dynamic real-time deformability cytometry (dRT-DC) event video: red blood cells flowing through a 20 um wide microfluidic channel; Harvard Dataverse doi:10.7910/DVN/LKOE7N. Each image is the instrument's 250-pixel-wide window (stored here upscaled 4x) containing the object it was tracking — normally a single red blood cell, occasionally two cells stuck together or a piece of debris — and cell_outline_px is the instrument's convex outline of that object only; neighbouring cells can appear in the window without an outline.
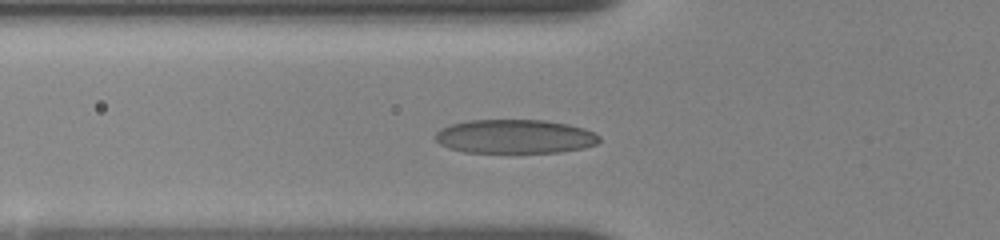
{"species": "human", "species_latin": "Homo sapiens", "temperature_condition": "room temperature", "stored_images_in_passage": 7, "camera_frame_rate_fps": 3000, "um_per_image_px": 0.085, "donor": {"sex": "female"}, "frame": {"image": 1, "passage_image": 7, "time_ms": 4.667, "image_size_px": [1000, 240], "cell_outline_px": [[600, 140], [596, 144], [584, 148], [560, 152], [464, 152], [448, 148], [440, 144], [436, 140], [436, 132], [440, 128], [452, 124], [468, 120], [544, 120], [568, 124], [584, 128], [600, 136]], "centroid_in_image_um": [43.76, 11.6], "position_along_channel_um": 82.0, "area_um2": 32.43}}